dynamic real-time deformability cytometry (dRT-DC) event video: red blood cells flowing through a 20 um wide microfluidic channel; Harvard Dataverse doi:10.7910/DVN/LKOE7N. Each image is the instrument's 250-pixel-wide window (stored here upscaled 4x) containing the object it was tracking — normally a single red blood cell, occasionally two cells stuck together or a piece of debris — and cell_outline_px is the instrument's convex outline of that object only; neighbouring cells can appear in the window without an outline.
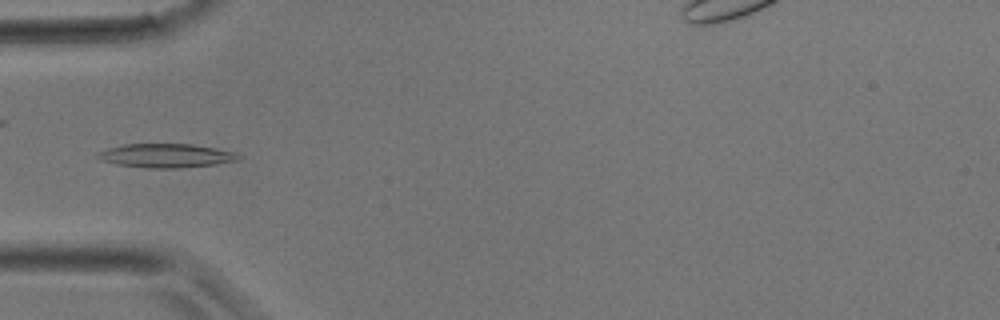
{"species": "common noctule bat (a hibernating species)", "species_latin": "Nyctalus noctula", "temperature_condition": "room temperature", "stored_images_in_passage": 38, "camera_frame_rate_fps": 3000, "um_per_image_px": 0.085, "animal": {"sex": "male", "body_mass_g": 17.9}, "frame": {"image": 1, "passage_image": 12, "time_ms": 3.667, "image_size_px": [1000, 320], "cell_outline_px": [[240, 160], [216, 164], [180, 168], [148, 168], [116, 164], [100, 160], [96, 156], [100, 152], [108, 148], [124, 144], [192, 144], [236, 152], [240, 156]], "centroid_in_image_um": [14.13, 13.23], "position_along_channel_um": 70.9, "area_um2": 19.54}}